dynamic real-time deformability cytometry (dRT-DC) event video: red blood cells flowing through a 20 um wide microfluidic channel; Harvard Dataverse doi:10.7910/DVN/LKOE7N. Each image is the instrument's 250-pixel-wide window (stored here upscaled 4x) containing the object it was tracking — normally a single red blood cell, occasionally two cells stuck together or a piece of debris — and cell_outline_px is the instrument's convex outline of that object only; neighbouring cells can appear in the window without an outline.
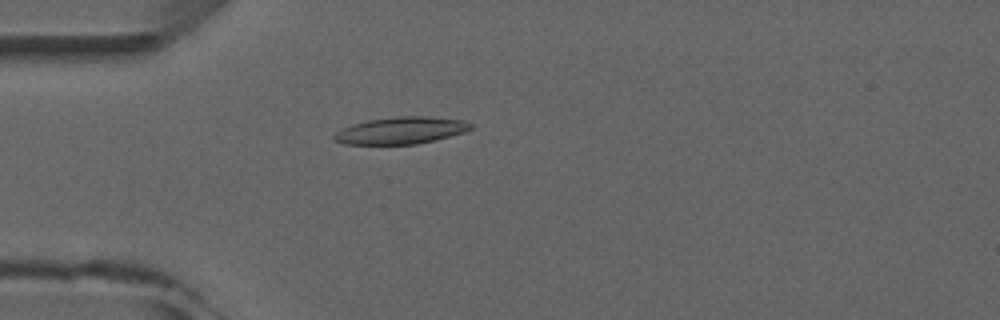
{"species": "common noctule bat (a hibernating species)", "species_latin": "Nyctalus noctula", "temperature_condition": "room temperature", "stored_images_in_passage": 3, "camera_frame_rate_fps": 3000, "um_per_image_px": 0.085, "animal": {"sex": "male", "forearm_length_mm": 52.5}, "frame": {"image": 1, "passage_image": 3, "time_ms": 2.333, "image_size_px": [1000, 320], "cell_outline_px": [[472, 128], [464, 132], [416, 144], [344, 144], [336, 140], [332, 136], [336, 132], [352, 124], [368, 120], [400, 116], [428, 116], [464, 120], [472, 124]], "centroid_in_image_um": [34.08, 11.08], "position_along_channel_um": 50.9, "area_um2": 21.21}}